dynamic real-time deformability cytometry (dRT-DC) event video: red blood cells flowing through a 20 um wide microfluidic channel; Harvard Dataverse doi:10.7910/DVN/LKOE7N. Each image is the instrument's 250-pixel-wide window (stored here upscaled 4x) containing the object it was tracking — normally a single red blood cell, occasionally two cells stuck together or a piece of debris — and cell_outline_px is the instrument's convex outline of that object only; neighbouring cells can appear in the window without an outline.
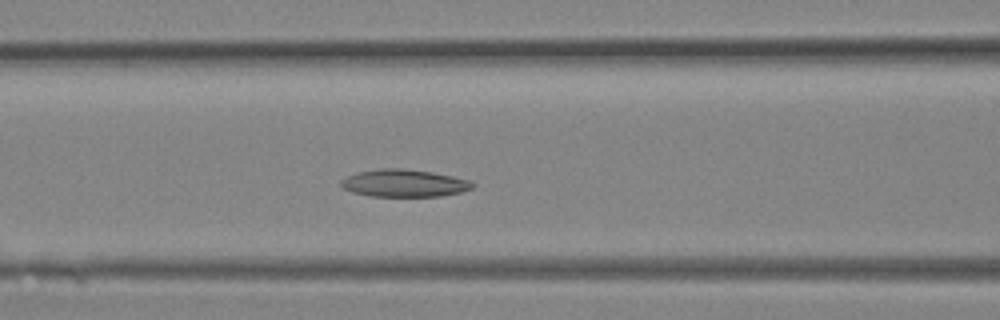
{"species": "Egyptian fruit bat (a non-hibernating species)", "species_latin": "Rousettus aegyptiacus", "temperature_condition": "room temperature", "stored_images_in_passage": 26, "camera_frame_rate_fps": 3000, "um_per_image_px": 0.085, "animal": {"sex": "female"}, "frame": {"image": 1, "passage_image": 9, "time_ms": 2.667, "image_size_px": [1000, 320], "cell_outline_px": [[476, 184], [472, 188], [460, 192], [440, 196], [372, 196], [352, 192], [344, 188], [340, 184], [340, 180], [356, 172], [380, 168], [400, 168], [432, 172], [472, 180]], "centroid_in_image_um": [34.36, 15.56], "position_along_channel_um": 132.2, "area_um2": 21.04}}
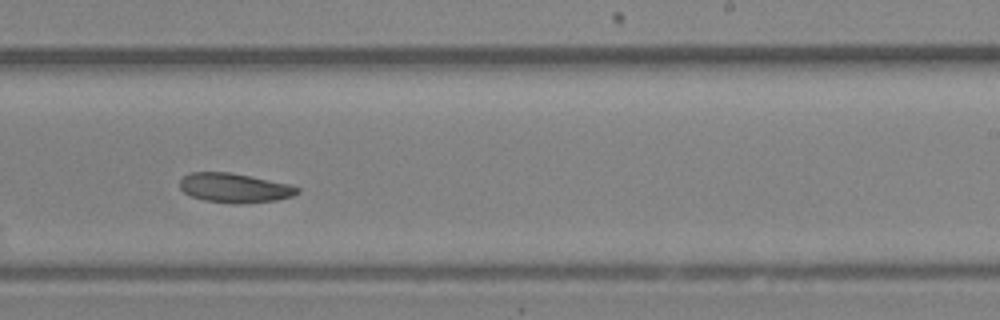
{"frame": {"image": 2, "passage_image": 15, "time_ms": 4.667, "image_size_px": [1000, 320], "cell_outline_px": [[300, 192], [292, 196], [276, 200], [204, 200], [192, 196], [184, 192], [180, 188], [180, 180], [188, 172], [228, 172], [288, 184], [300, 188]], "centroid_in_image_um": [19.89, 15.91], "position_along_channel_um": 269.1, "area_um2": 18.84}}
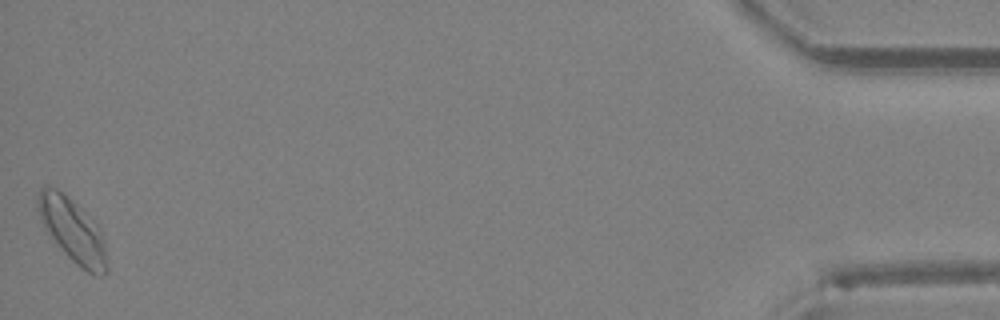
{"frame": {"image": 3, "passage_image": 26, "time_ms": 8.333, "image_size_px": [1000, 320], "cell_outline_px": [[108, 268], [104, 276], [100, 276], [88, 272], [80, 268], [64, 252], [40, 220], [36, 208], [36, 192], [44, 184], [56, 188], [68, 196], [100, 228], [104, 240]], "centroid_in_image_um": [6.15, 19.55], "position_along_channel_um": 429.0, "area_um2": 25.61}}